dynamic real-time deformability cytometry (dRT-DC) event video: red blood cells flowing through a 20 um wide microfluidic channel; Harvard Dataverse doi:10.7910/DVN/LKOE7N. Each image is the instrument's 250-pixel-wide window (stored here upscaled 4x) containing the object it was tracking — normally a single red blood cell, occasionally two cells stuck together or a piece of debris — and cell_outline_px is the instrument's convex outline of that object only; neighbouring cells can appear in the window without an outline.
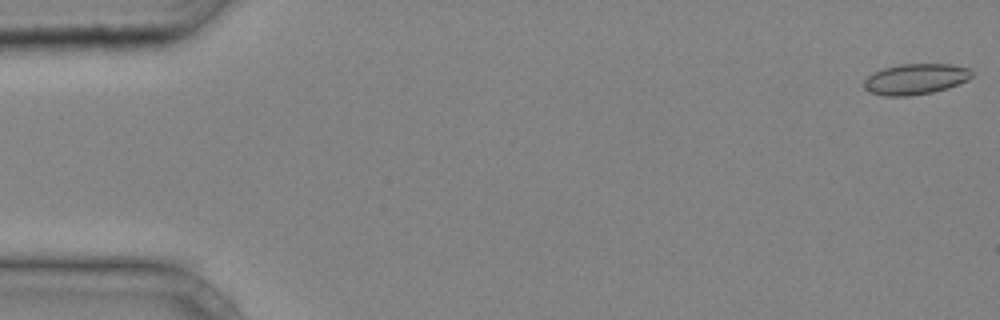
{"species": "common noctule bat (a hibernating species)", "species_latin": "Nyctalus noctula", "temperature_condition": "cold", "stored_images_in_passage": 39, "camera_frame_rate_fps": 3000, "um_per_image_px": 0.085, "animal": {"sex": "male", "body_mass_g": 20.4}, "frame": {"image": 1, "passage_image": 1, "time_ms": 0.0, "image_size_px": [1000, 320], "cell_outline_px": [[972, 76], [968, 80], [948, 88], [932, 92], [908, 96], [884, 96], [872, 92], [864, 88], [864, 80], [868, 76], [884, 68], [900, 64], [952, 64], [968, 68], [972, 72]], "centroid_in_image_um": [77.84, 6.72], "position_along_channel_um": 7.2, "area_um2": 19.19}}
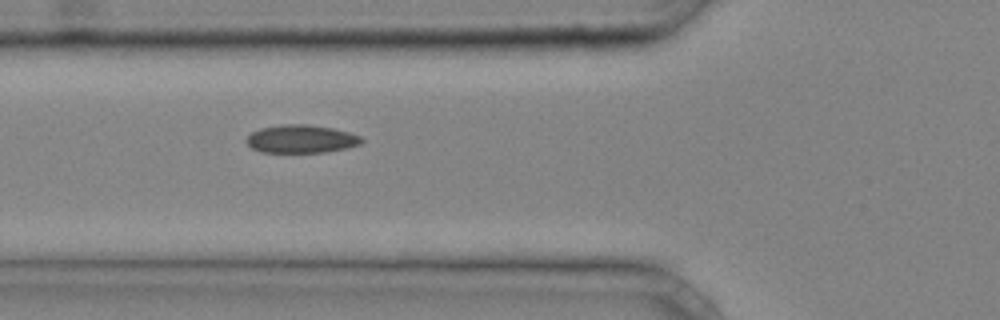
{"frame": {"image": 2, "passage_image": 16, "time_ms": 5.0, "image_size_px": [1000, 320], "cell_outline_px": [[364, 140], [360, 144], [348, 148], [324, 152], [260, 152], [252, 148], [248, 144], [248, 136], [252, 132], [260, 128], [284, 124], [304, 124], [332, 128], [348, 132], [360, 136]], "centroid_in_image_um": [25.62, 11.81], "position_along_channel_um": 100.2, "area_um2": 18.67}}
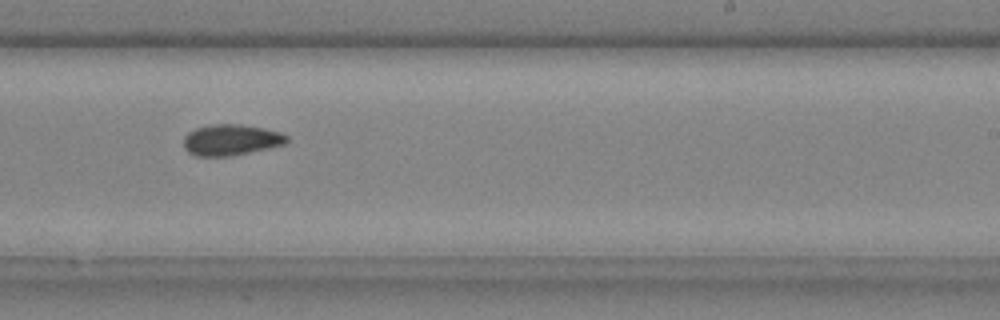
{"frame": {"image": 3, "passage_image": 27, "time_ms": 8.667, "image_size_px": [1000, 320], "cell_outline_px": [[288, 140], [284, 144], [268, 148], [232, 156], [196, 156], [188, 152], [184, 148], [184, 136], [188, 132], [196, 128], [212, 124], [240, 124], [264, 128], [280, 132], [288, 136]], "centroid_in_image_um": [19.62, 11.89], "position_along_channel_um": 269.4, "area_um2": 18.67}}